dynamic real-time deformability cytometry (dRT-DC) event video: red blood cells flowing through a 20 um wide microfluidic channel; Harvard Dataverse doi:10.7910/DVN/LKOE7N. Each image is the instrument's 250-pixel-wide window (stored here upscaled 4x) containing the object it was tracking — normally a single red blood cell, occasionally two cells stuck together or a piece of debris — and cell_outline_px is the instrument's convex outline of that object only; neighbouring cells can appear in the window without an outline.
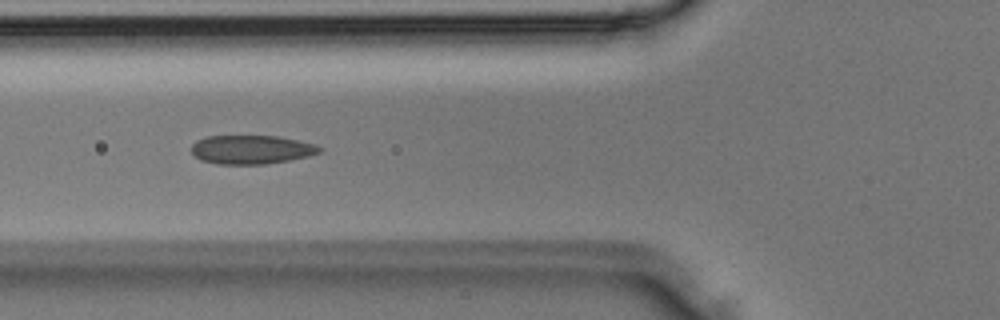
{"species": "Egyptian fruit bat (a non-hibernating species)", "species_latin": "Rousettus aegyptiacus", "temperature_condition": "room temperature", "stored_images_in_passage": 36, "camera_frame_rate_fps": 3000, "um_per_image_px": 0.085, "animal": {"sex": "male"}, "frame": {"image": 1, "passage_image": 13, "time_ms": 4.0, "image_size_px": [1000, 320], "cell_outline_px": [[324, 148], [320, 152], [308, 156], [288, 160], [264, 164], [216, 164], [200, 160], [192, 152], [192, 144], [196, 140], [208, 136], [280, 136], [300, 140], [316, 144]], "centroid_in_image_um": [21.39, 12.71], "position_along_channel_um": 104.4, "area_um2": 21.62}}
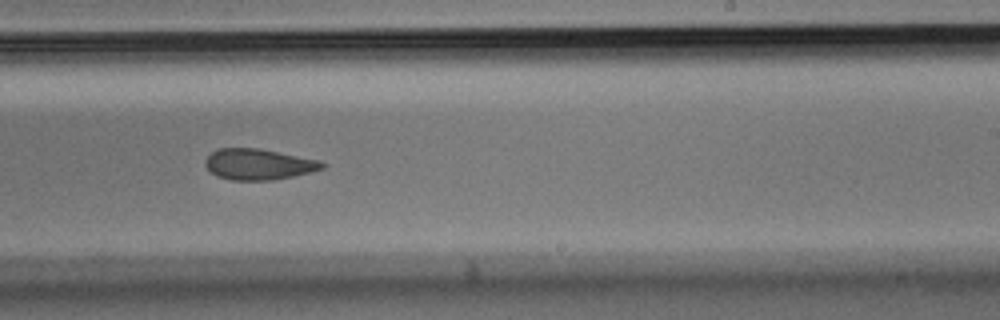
{"frame": {"image": 2, "passage_image": 22, "time_ms": 7.0, "image_size_px": [1000, 320], "cell_outline_px": [[324, 168], [312, 172], [272, 180], [232, 180], [216, 176], [204, 164], [204, 160], [212, 152], [220, 148], [260, 148], [320, 160], [324, 164]], "centroid_in_image_um": [21.98, 13.96], "position_along_channel_um": 267.0, "area_um2": 21.04}}
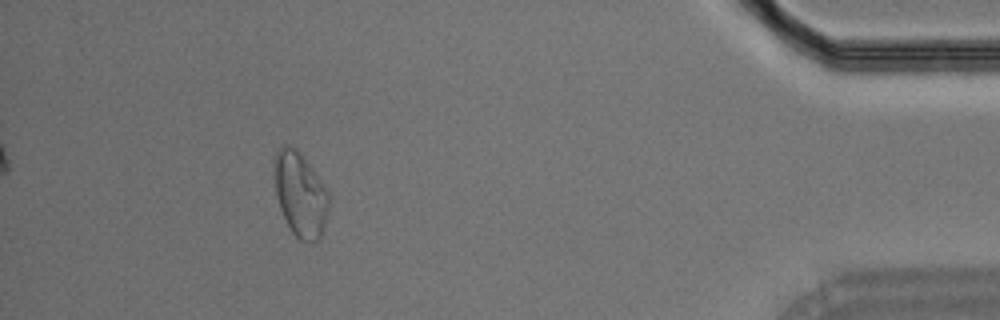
{"frame": {"image": 3, "passage_image": 33, "time_ms": 10.667, "image_size_px": [1000, 320], "cell_outline_px": [[328, 208], [324, 228], [320, 236], [312, 244], [300, 240], [292, 232], [280, 208], [276, 196], [272, 160], [276, 152], [284, 144], [288, 144], [296, 148], [300, 152], [324, 184], [328, 192]], "centroid_in_image_um": [25.5, 16.49], "position_along_channel_um": 409.7, "area_um2": 26.99}}